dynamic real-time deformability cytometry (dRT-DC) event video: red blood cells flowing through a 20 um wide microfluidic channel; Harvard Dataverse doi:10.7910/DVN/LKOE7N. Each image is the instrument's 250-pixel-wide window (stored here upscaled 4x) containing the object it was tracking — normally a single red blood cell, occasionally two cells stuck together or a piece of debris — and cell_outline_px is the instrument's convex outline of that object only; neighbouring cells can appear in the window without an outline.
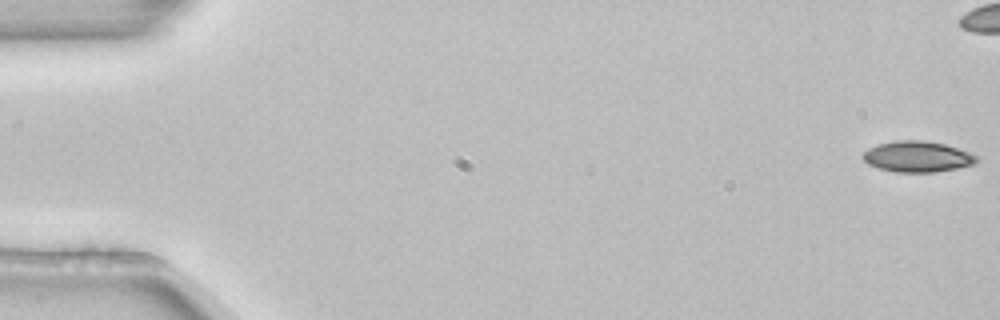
{"species": "common noctule bat (a hibernating species)", "species_latin": "Nyctalus noctula", "temperature_condition": "room temperature", "stored_images_in_passage": 6, "camera_frame_rate_fps": 3000, "um_per_image_px": 0.085, "animal": {"sex": "female", "body_mass_g": 22.7, "forearm_length_mm": 54.2}, "frame": {"image": 1, "passage_image": 1, "time_ms": 0.0, "image_size_px": [1000, 320], "cell_outline_px": [[980, 160], [976, 164], [936, 172], [896, 172], [880, 168], [868, 164], [860, 156], [868, 148], [876, 144], [896, 140], [924, 140], [944, 144], [968, 152], [976, 156]], "centroid_in_image_um": [77.96, 13.31], "position_along_channel_um": 7.0, "area_um2": 20.52}}
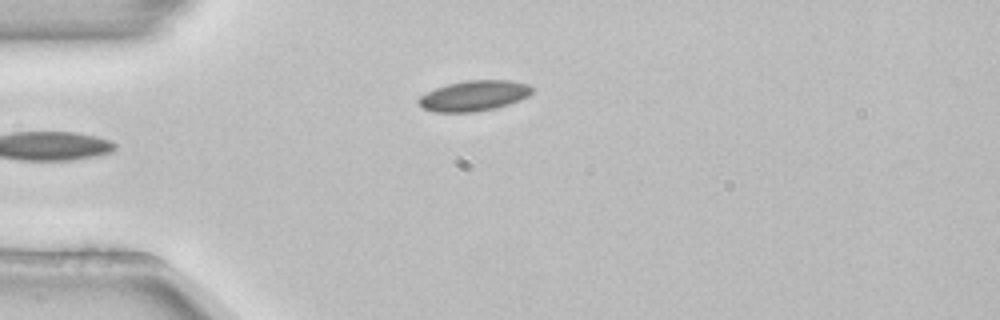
{"frame": {"image": 2, "passage_image": 5, "time_ms": 1.333, "image_size_px": [1000, 320], "cell_outline_px": [[532, 92], [528, 96], [520, 100], [496, 108], [476, 112], [436, 112], [424, 108], [416, 100], [420, 96], [436, 88], [448, 84], [468, 80], [512, 80], [528, 84], [532, 88]], "centroid_in_image_um": [40.31, 8.14], "position_along_channel_um": 44.7, "area_um2": 20.06}}